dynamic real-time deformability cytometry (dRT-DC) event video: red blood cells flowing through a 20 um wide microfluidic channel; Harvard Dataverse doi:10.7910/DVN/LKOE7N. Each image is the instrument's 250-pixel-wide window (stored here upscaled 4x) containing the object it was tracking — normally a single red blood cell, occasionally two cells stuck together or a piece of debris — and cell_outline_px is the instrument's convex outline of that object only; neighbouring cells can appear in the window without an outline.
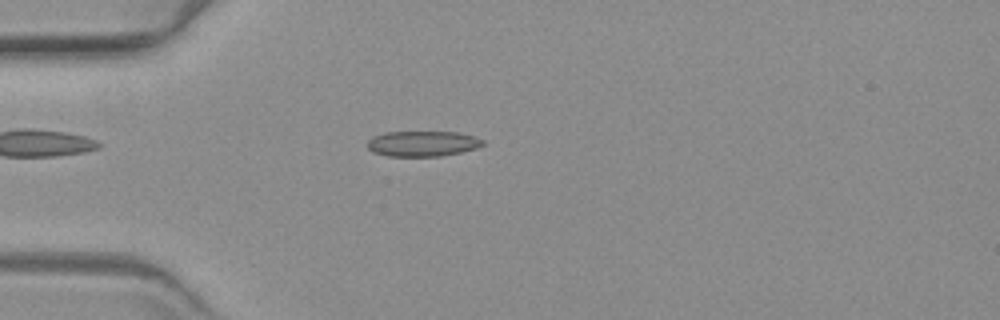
{"species": "common noctule bat (a hibernating species)", "species_latin": "Nyctalus noctula", "temperature_condition": "warm", "stored_images_in_passage": 56, "camera_frame_rate_fps": 3000, "um_per_image_px": 0.085, "animal": {"sex": "female", "body_mass_g": 19.3, "forearm_length_mm": 54.1}, "frame": {"image": 1, "passage_image": 13, "time_ms": 4.0, "image_size_px": [1000, 320], "cell_outline_px": [[484, 144], [476, 148], [460, 152], [440, 156], [388, 156], [372, 152], [368, 148], [368, 140], [372, 136], [384, 132], [456, 132], [476, 136], [484, 140]], "centroid_in_image_um": [35.91, 12.2], "position_along_channel_um": 49.1, "area_um2": 17.17}}
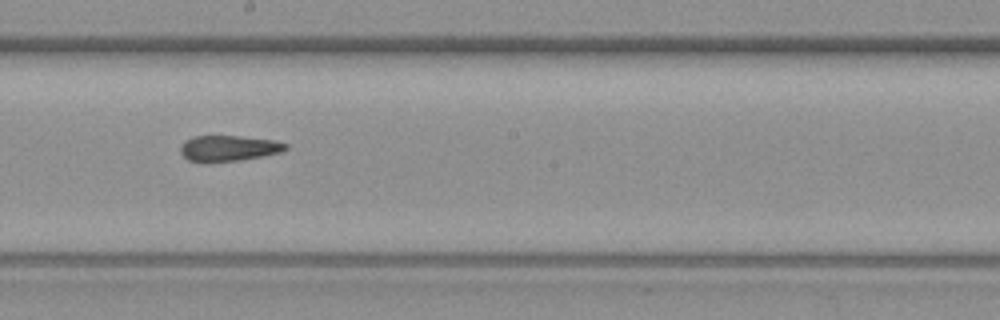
{"frame": {"image": 2, "passage_image": 30, "time_ms": 9.667, "image_size_px": [1000, 320], "cell_outline_px": [[288, 148], [280, 152], [264, 156], [240, 160], [208, 164], [188, 160], [180, 152], [180, 144], [184, 140], [192, 136], [240, 136], [276, 140], [288, 144]], "centroid_in_image_um": [19.4, 12.62], "position_along_channel_um": 228.8, "area_um2": 16.3}}
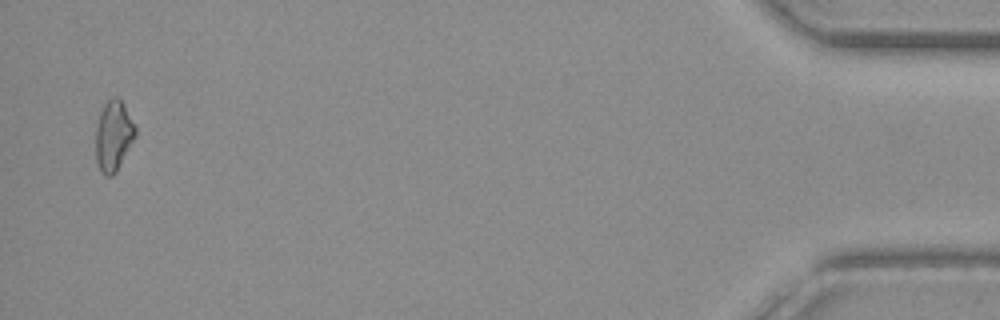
{"frame": {"image": 3, "passage_image": 55, "time_ms": 18.0, "image_size_px": [1000, 320], "cell_outline_px": [[136, 136], [116, 172], [112, 176], [104, 176], [100, 172], [96, 160], [96, 124], [100, 112], [104, 104], [112, 96], [116, 96], [124, 104], [136, 128]], "centroid_in_image_um": [9.64, 11.55], "position_along_channel_um": 425.6, "area_um2": 16.36}}